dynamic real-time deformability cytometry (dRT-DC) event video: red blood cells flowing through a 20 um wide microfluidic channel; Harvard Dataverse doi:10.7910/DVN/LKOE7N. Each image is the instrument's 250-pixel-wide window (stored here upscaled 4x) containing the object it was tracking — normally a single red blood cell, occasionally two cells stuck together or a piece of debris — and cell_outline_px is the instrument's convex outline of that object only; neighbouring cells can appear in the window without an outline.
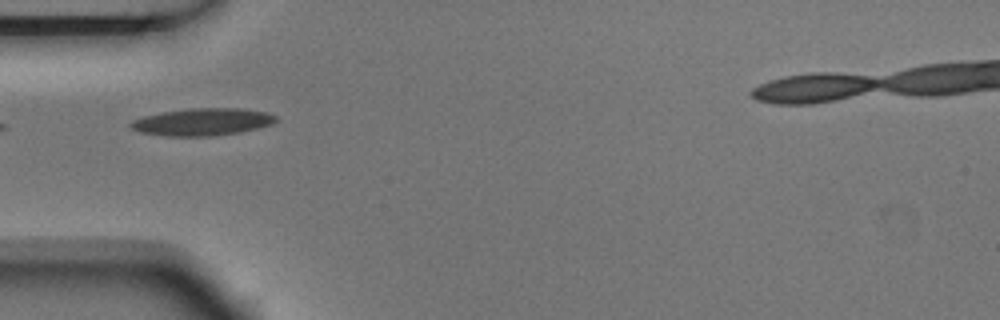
{"species": "Egyptian fruit bat (a non-hibernating species)", "species_latin": "Rousettus aegyptiacus", "temperature_condition": "room temperature", "stored_images_in_passage": 7, "camera_frame_rate_fps": 3000, "um_per_image_px": 0.085, "animal": {"sex": "male"}, "frame": {"image": 1, "passage_image": 5, "time_ms": 1.333, "image_size_px": [1000, 320], "cell_outline_px": [[276, 120], [272, 124], [256, 128], [236, 132], [212, 136], [164, 136], [140, 132], [132, 128], [128, 124], [132, 120], [144, 116], [164, 112], [188, 108], [240, 108], [268, 112], [276, 116]], "centroid_in_image_um": [17.18, 10.35], "position_along_channel_um": 67.8, "area_um2": 22.95}}
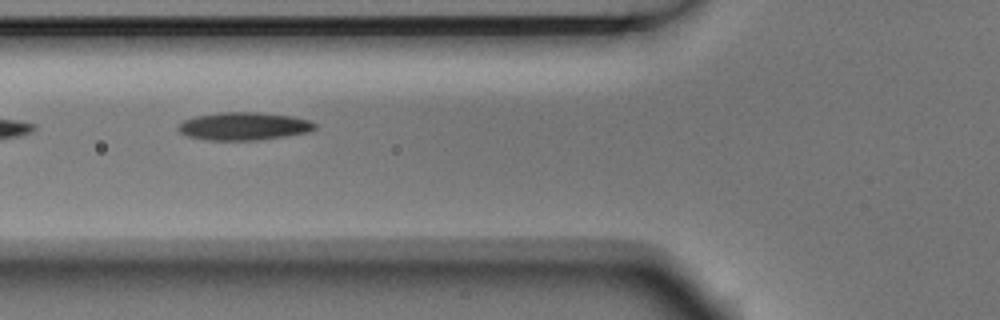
{"frame": {"image": 2, "passage_image": 6, "time_ms": 1.667, "image_size_px": [1000, 320], "cell_outline_px": [[316, 128], [308, 132], [288, 136], [260, 140], [208, 140], [188, 136], [180, 132], [176, 128], [184, 120], [196, 116], [220, 112], [256, 112], [292, 116], [308, 120], [316, 124]], "centroid_in_image_um": [20.74, 10.73], "position_along_channel_um": 105.1, "area_um2": 22.2}}
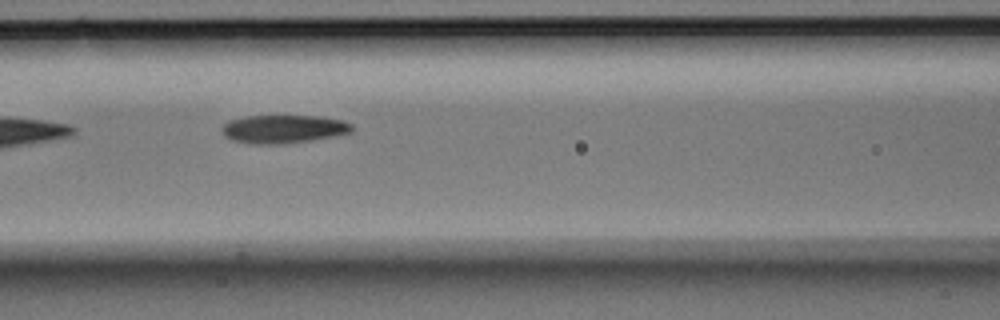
{"frame": {"image": 3, "passage_image": 7, "time_ms": 2.0, "image_size_px": [1000, 320], "cell_outline_px": [[352, 132], [312, 140], [280, 144], [252, 144], [232, 140], [224, 136], [224, 124], [228, 120], [248, 116], [320, 116], [344, 120], [352, 124]], "centroid_in_image_um": [24.11, 10.96], "position_along_channel_um": 142.5, "area_um2": 21.33}}